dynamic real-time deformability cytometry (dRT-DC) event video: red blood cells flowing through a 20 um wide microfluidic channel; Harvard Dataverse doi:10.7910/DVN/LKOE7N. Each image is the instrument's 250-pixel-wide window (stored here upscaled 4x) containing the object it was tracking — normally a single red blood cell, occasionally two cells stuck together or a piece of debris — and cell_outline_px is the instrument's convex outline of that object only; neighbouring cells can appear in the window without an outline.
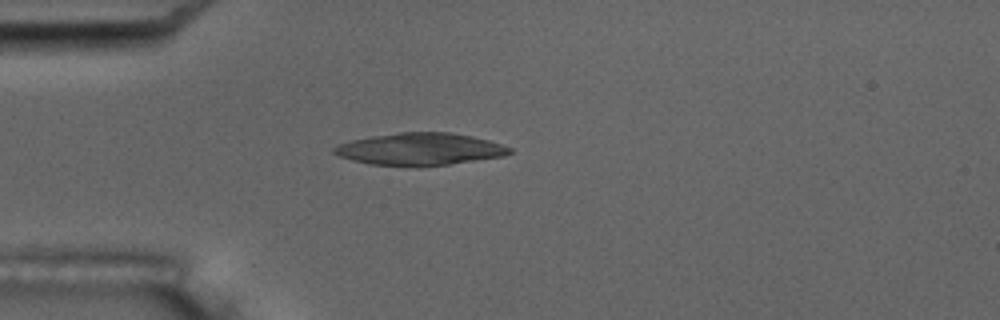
{"species": "common noctule bat (a hibernating species)", "species_latin": "Nyctalus noctula", "temperature_condition": "room temperature", "stored_images_in_passage": 12, "camera_frame_rate_fps": 3000, "um_per_image_px": 0.085, "animal": {"sex": "male", "body_mass_g": 17.5, "forearm_length_mm": 52.3}, "frame": {"image": 1, "passage_image": 3, "time_ms": 3.333, "image_size_px": [1000, 320], "cell_outline_px": [[512, 152], [504, 156], [420, 168], [416, 168], [368, 164], [352, 160], [340, 156], [332, 152], [332, 148], [336, 144], [352, 140], [372, 136], [396, 132], [452, 132], [472, 136], [488, 140], [512, 148]], "centroid_in_image_um": [35.65, 12.69], "position_along_channel_um": 49.3, "area_um2": 33.47}}